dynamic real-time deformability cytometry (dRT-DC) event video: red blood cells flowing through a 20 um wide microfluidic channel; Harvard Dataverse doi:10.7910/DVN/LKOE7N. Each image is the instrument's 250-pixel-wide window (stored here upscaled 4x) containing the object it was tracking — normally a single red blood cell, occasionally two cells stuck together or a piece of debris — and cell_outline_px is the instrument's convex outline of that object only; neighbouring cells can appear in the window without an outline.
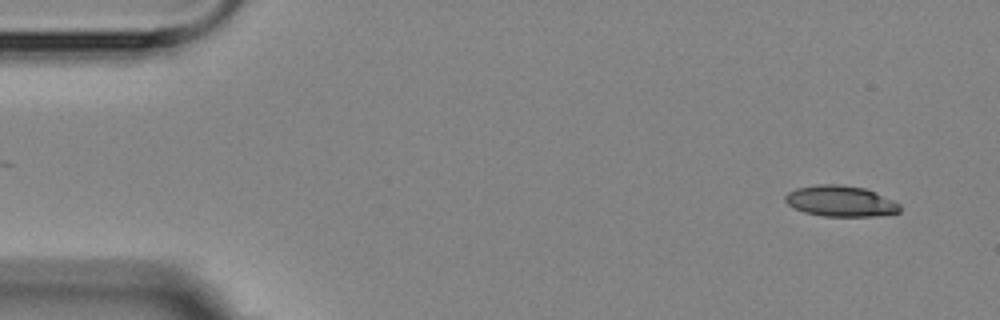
{"species": "Egyptian fruit bat (a non-hibernating species)", "species_latin": "Rousettus aegyptiacus", "temperature_condition": "room temperature", "stored_images_in_passage": 5, "camera_frame_rate_fps": 3000, "um_per_image_px": 0.085, "animal": {"sex": "female"}, "frame": {"image": 1, "passage_image": 1, "time_ms": 0.0, "image_size_px": [1000, 320], "cell_outline_px": [[900, 212], [876, 216], [824, 216], [804, 212], [788, 204], [784, 200], [784, 196], [788, 192], [796, 188], [816, 184], [836, 184], [864, 188], [876, 192], [900, 204]], "centroid_in_image_um": [71.44, 17.09], "position_along_channel_um": 13.6, "area_um2": 20.58}}
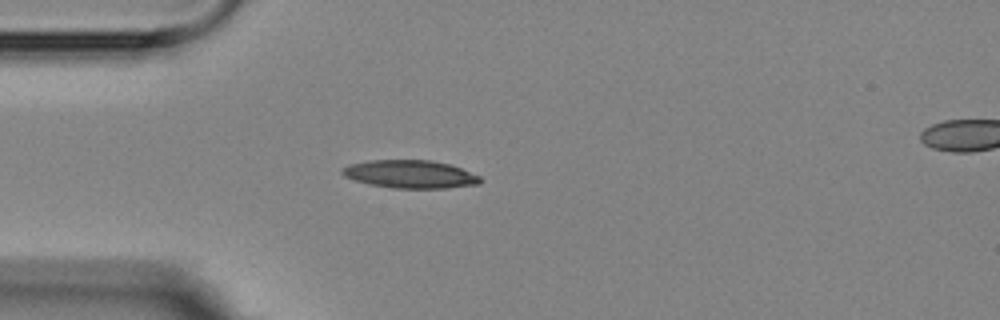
{"frame": {"image": 2, "passage_image": 4, "time_ms": 3.667, "image_size_px": [1000, 320], "cell_outline_px": [[480, 184], [448, 188], [392, 188], [368, 184], [344, 176], [340, 172], [340, 168], [348, 164], [368, 160], [432, 160], [448, 164], [460, 168], [480, 176]], "centroid_in_image_um": [34.82, 14.8], "position_along_channel_um": 50.2, "area_um2": 22.6}}